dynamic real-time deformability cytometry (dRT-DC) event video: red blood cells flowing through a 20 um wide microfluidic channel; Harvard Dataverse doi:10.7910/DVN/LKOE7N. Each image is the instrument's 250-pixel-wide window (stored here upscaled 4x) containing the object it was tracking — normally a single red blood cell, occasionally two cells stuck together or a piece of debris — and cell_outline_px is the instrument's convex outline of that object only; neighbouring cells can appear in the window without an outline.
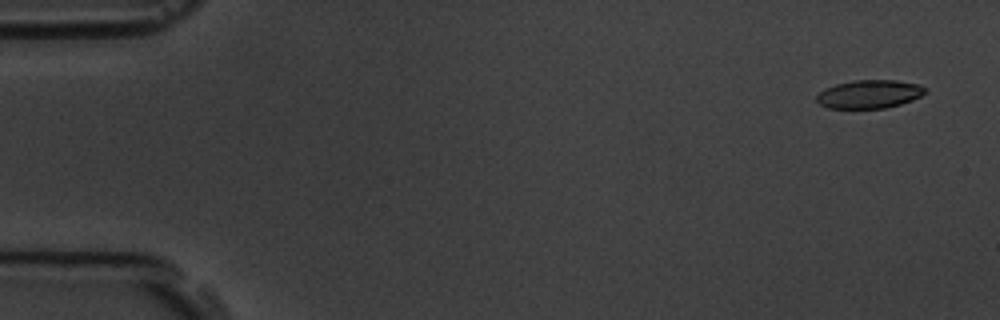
{"species": "common noctule bat (a hibernating species)", "species_latin": "Nyctalus noctula", "temperature_condition": "room temperature", "stored_images_in_passage": 10, "camera_frame_rate_fps": 3000, "um_per_image_px": 0.085, "animal": {"sex": "male", "body_mass_g": 19.5, "forearm_length_mm": 54.6}, "frame": {"image": 1, "passage_image": 1, "time_ms": 0.0, "image_size_px": [1000, 320], "cell_outline_px": [[928, 92], [912, 100], [900, 104], [884, 108], [828, 108], [820, 104], [816, 100], [816, 96], [824, 88], [836, 84], [856, 80], [896, 80], [920, 84], [928, 88]], "centroid_in_image_um": [73.93, 7.99], "position_along_channel_um": 11.1, "area_um2": 18.03}}
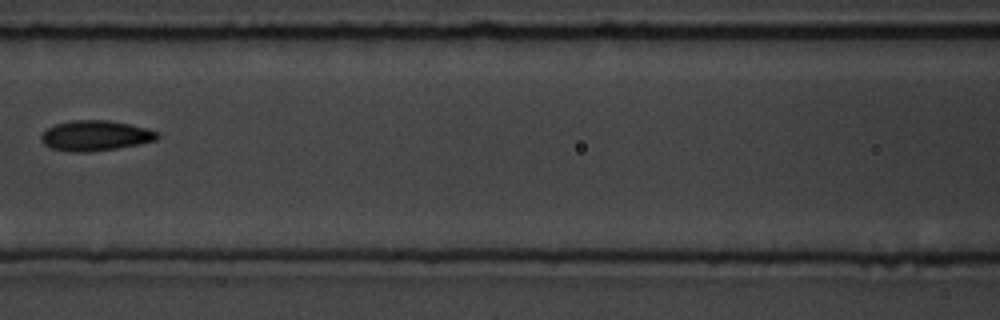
{"frame": {"image": 2, "passage_image": 7, "time_ms": 7.667, "image_size_px": [1000, 320], "cell_outline_px": [[160, 136], [156, 140], [140, 144], [116, 148], [88, 152], [72, 152], [52, 148], [44, 144], [40, 140], [40, 136], [48, 128], [56, 124], [72, 120], [108, 120], [148, 128], [160, 132]], "centroid_in_image_um": [8.13, 11.53], "position_along_channel_um": 158.5, "area_um2": 20.52}}
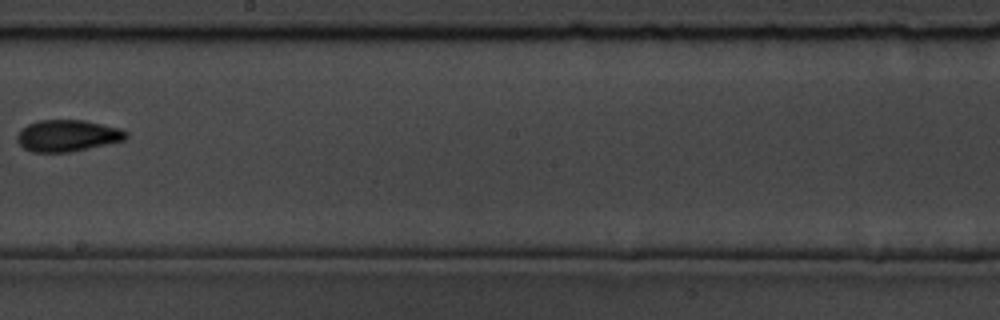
{"frame": {"image": 3, "passage_image": 9, "time_ms": 10.0, "image_size_px": [1000, 320], "cell_outline_px": [[128, 136], [124, 140], [88, 148], [68, 152], [32, 152], [24, 148], [16, 140], [16, 136], [28, 124], [40, 120], [84, 120], [120, 128], [128, 132]], "centroid_in_image_um": [5.74, 11.53], "position_along_channel_um": 242.5, "area_um2": 19.88}}